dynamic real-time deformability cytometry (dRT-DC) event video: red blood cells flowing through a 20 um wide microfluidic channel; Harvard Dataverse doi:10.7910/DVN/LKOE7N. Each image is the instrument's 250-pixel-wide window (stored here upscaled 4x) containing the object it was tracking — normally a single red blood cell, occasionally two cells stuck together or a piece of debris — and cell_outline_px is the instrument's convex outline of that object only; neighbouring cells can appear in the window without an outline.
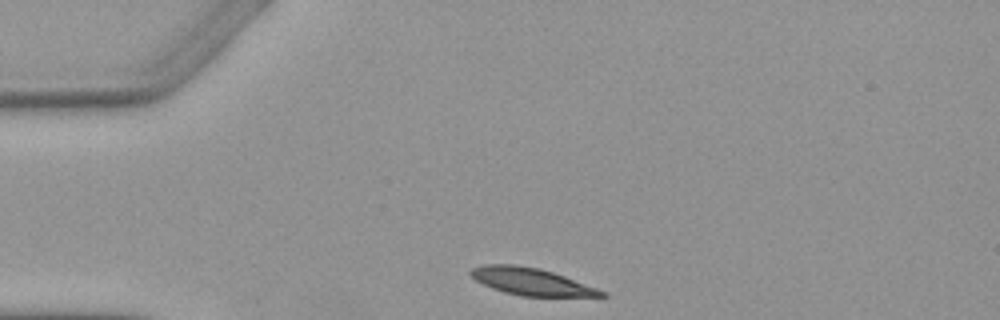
{"species": "Egyptian fruit bat (a non-hibernating species)", "species_latin": "Rousettus aegyptiacus", "temperature_condition": "warm", "stored_images_in_passage": 4, "camera_frame_rate_fps": 3000, "um_per_image_px": 0.085, "animal": {"sex": "female"}, "frame": {"image": 1, "passage_image": 1, "time_ms": 0.0, "image_size_px": [1000, 320], "cell_outline_px": [[608, 296], [520, 296], [504, 292], [492, 288], [476, 280], [468, 272], [472, 268], [484, 264], [516, 264], [540, 268], [564, 276], [608, 292]], "centroid_in_image_um": [45.15, 23.93], "position_along_channel_um": 39.9, "area_um2": 20.63}}
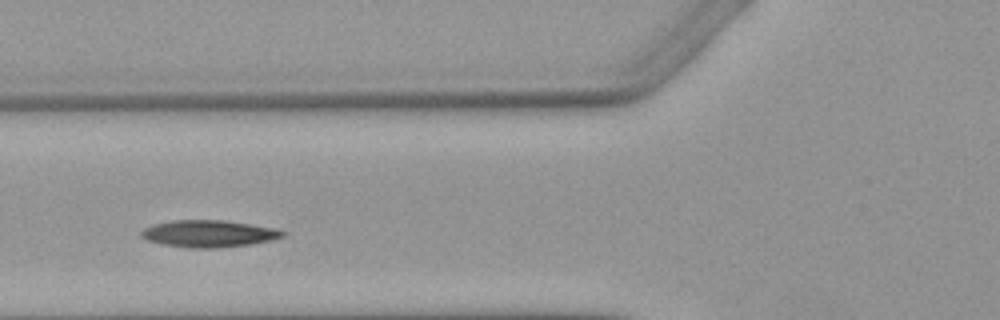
{"frame": {"image": 2, "passage_image": 3, "time_ms": 2.667, "image_size_px": [1000, 320], "cell_outline_px": [[284, 236], [272, 240], [252, 244], [216, 248], [188, 248], [160, 244], [148, 240], [140, 236], [140, 232], [144, 228], [156, 224], [172, 220], [224, 220], [276, 228], [284, 232]], "centroid_in_image_um": [17.74, 19.87], "position_along_channel_um": 108.1, "area_um2": 22.25}}
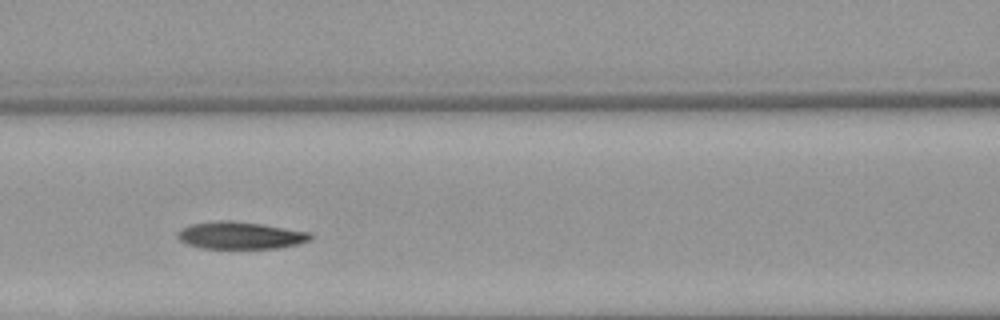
{"frame": {"image": 3, "passage_image": 4, "time_ms": 3.667, "image_size_px": [1000, 320], "cell_outline_px": [[312, 240], [296, 244], [276, 248], [204, 248], [188, 244], [180, 240], [176, 236], [176, 232], [180, 228], [192, 224], [220, 220], [228, 220], [260, 224], [312, 232]], "centroid_in_image_um": [20.42, 20.0], "position_along_channel_um": 146.2, "area_um2": 20.98}}